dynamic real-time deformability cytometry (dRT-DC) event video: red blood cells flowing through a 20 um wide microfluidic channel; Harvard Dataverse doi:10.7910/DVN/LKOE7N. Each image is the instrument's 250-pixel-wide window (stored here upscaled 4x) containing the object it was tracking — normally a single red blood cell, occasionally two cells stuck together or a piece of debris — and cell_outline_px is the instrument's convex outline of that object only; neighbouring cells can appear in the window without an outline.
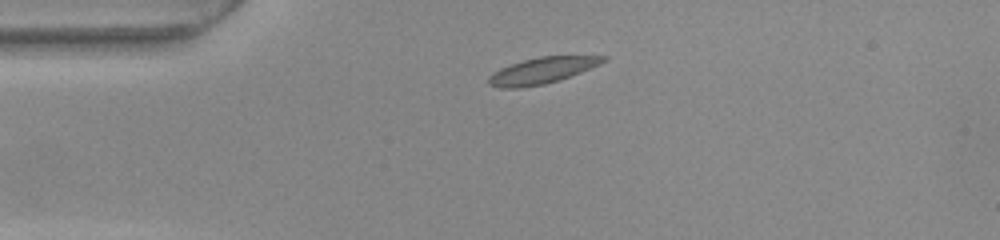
{"species": "common noctule bat (a hibernating species)", "species_latin": "Nyctalus noctula", "temperature_condition": "warm", "stored_images_in_passage": 46, "camera_frame_rate_fps": 3000, "um_per_image_px": 0.085, "animal": {"sex": "female", "body_mass_g": 22.0, "forearm_length_mm": 56.7}, "frame": {"image": 1, "passage_image": 5, "time_ms": 1.333, "image_size_px": [1000, 240], "cell_outline_px": [[608, 60], [600, 64], [560, 80], [544, 84], [520, 88], [500, 88], [488, 84], [488, 76], [492, 72], [500, 68], [524, 60], [540, 56], [608, 56]], "centroid_in_image_um": [46.06, 6.0], "position_along_channel_um": 38.9, "area_um2": 17.46}}
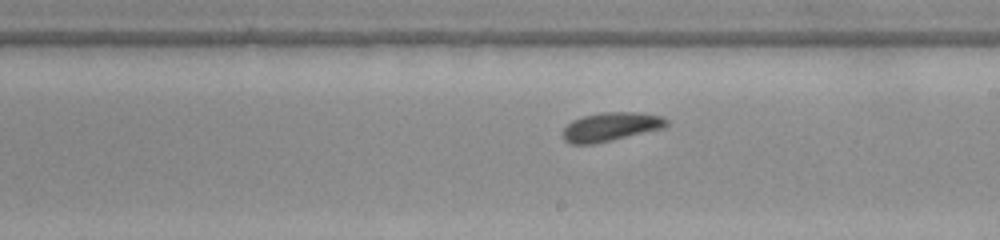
{"frame": {"image": 2, "passage_image": 23, "time_ms": 7.333, "image_size_px": [1000, 240], "cell_outline_px": [[668, 124], [664, 128], [592, 144], [572, 144], [564, 140], [564, 128], [572, 120], [584, 116], [600, 112], [632, 112], [660, 116], [668, 120]], "centroid_in_image_um": [51.91, 10.77], "position_along_channel_um": 237.1, "area_um2": 17.05}}
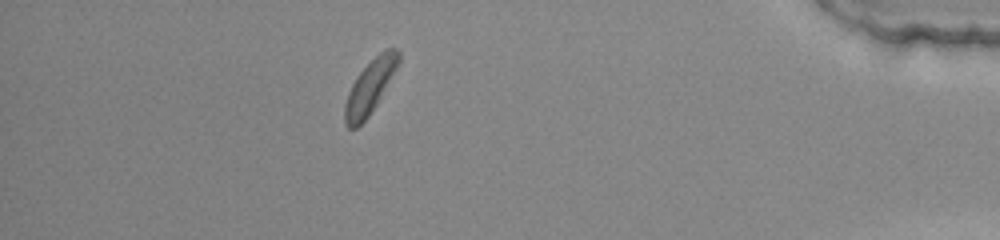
{"frame": {"image": 3, "passage_image": 40, "time_ms": 13.0, "image_size_px": [1000, 240], "cell_outline_px": [[400, 60], [396, 68], [376, 104], [368, 116], [356, 128], [348, 128], [344, 124], [344, 104], [348, 92], [356, 76], [380, 52], [388, 48], [396, 48], [400, 52]], "centroid_in_image_um": [31.41, 7.39], "position_along_channel_um": 403.8, "area_um2": 16.36}, "authors_computed_cell_mechanics": {"area_um2": 17.3111, "velocity_mm_per_s": 3.795, "shape_relaxation_time_tau1_ms": null, "shape_relaxation_time_tau2_ms": 1.9356, "deformation_change_tau1": null, "deformation_change_tau2": 0.0664}}